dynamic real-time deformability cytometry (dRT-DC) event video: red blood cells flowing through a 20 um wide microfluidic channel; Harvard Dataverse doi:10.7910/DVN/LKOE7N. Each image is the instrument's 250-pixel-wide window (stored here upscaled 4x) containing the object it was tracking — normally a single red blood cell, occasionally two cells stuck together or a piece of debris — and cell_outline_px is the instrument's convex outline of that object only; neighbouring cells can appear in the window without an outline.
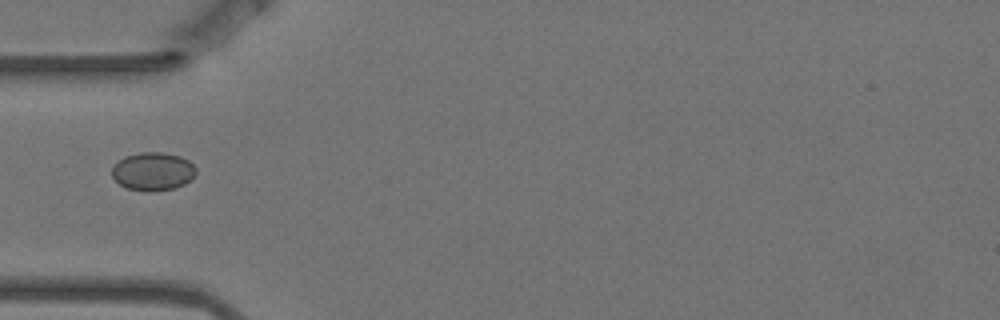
{"species": "Egyptian fruit bat (a non-hibernating species)", "species_latin": "Rousettus aegyptiacus", "temperature_condition": "warm", "stored_images_in_passage": 15, "camera_frame_rate_fps": 3000, "um_per_image_px": 0.085, "animal": {"sex": "female"}, "frame": {"image": 1, "passage_image": 5, "time_ms": 1.333, "image_size_px": [1000, 320], "cell_outline_px": [[196, 172], [184, 184], [176, 188], [148, 192], [128, 188], [120, 184], [112, 176], [112, 168], [124, 156], [140, 152], [160, 152], [180, 156], [188, 160], [196, 168]], "centroid_in_image_um": [12.99, 14.57], "position_along_channel_um": 72.0, "area_um2": 18.55}}
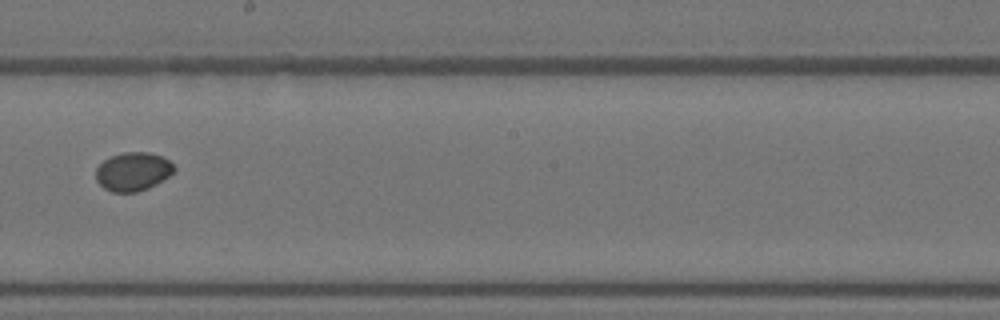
{"frame": {"image": 2, "passage_image": 9, "time_ms": 2.667, "image_size_px": [1000, 320], "cell_outline_px": [[176, 168], [168, 176], [156, 184], [148, 188], [136, 192], [112, 192], [104, 188], [96, 180], [96, 168], [104, 160], [112, 156], [124, 152], [148, 152], [160, 156], [168, 160]], "centroid_in_image_um": [11.28, 14.59], "position_along_channel_um": 236.9, "area_um2": 17.4}}
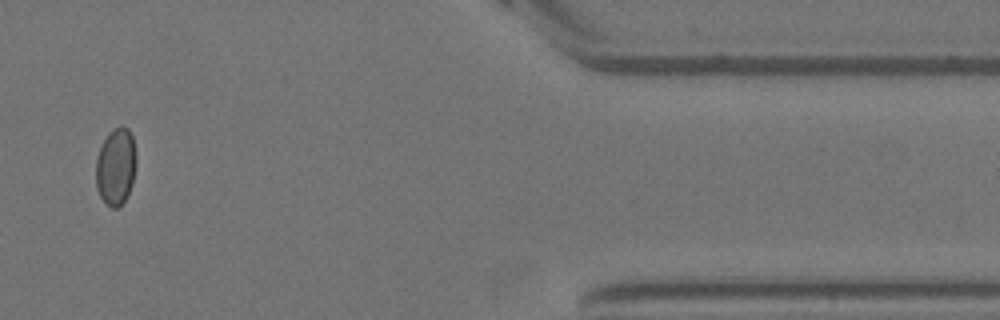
{"frame": {"image": 3, "passage_image": 14, "time_ms": 4.333, "image_size_px": [1000, 320], "cell_outline_px": [[136, 164], [132, 184], [124, 200], [116, 208], [112, 208], [100, 196], [96, 188], [96, 156], [108, 132], [120, 124], [128, 128], [132, 136], [136, 152]], "centroid_in_image_um": [9.84, 14.11], "position_along_channel_um": 401.6, "area_um2": 18.15}}